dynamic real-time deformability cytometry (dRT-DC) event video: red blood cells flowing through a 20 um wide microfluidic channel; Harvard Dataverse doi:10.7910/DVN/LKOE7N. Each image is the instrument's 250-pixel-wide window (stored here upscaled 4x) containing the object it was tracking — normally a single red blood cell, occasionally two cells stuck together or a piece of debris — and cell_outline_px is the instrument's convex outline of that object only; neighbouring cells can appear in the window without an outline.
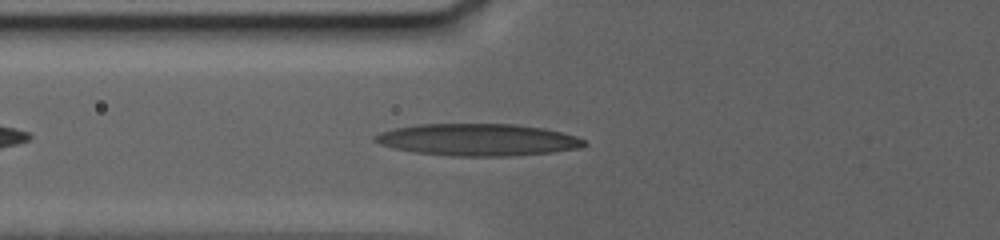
{"species": "human", "species_latin": "Homo sapiens", "temperature_condition": "warm", "stored_images_in_passage": 45, "camera_frame_rate_fps": 3000, "um_per_image_px": 0.085, "donor": {"sex": "female"}, "frame": {"image": 1, "passage_image": 6, "time_ms": 2.0, "image_size_px": [1000, 240], "cell_outline_px": [[588, 144], [580, 148], [552, 152], [512, 156], [452, 156], [416, 152], [392, 148], [380, 144], [372, 140], [372, 136], [380, 132], [392, 128], [420, 124], [516, 124], [544, 128], [576, 136], [584, 140]], "centroid_in_image_um": [40.59, 11.88], "position_along_channel_um": 85.2, "area_um2": 39.25}}
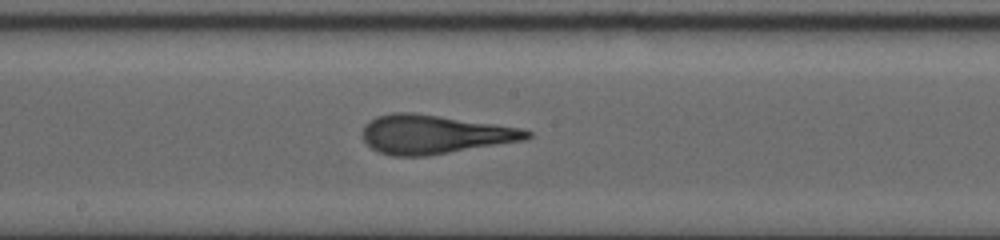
{"frame": {"image": 2, "passage_image": 19, "time_ms": 6.333, "image_size_px": [1000, 240], "cell_outline_px": [[532, 136], [528, 140], [428, 156], [392, 156], [380, 152], [372, 148], [364, 140], [364, 124], [376, 116], [392, 112], [416, 112], [524, 128], [532, 132]], "centroid_in_image_um": [36.99, 11.41], "position_along_channel_um": 211.2, "area_um2": 37.69}}
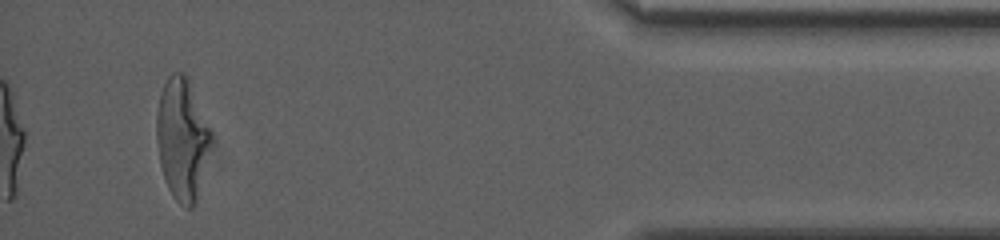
{"frame": {"image": 3, "passage_image": 45, "time_ms": 15.0, "image_size_px": [1000, 240], "cell_outline_px": [[212, 140], [196, 204], [192, 208], [188, 208], [180, 204], [172, 196], [168, 188], [160, 164], [156, 140], [156, 112], [160, 92], [168, 76], [172, 72], [184, 72], [188, 76], [212, 132]], "centroid_in_image_um": [15.48, 11.78], "position_along_channel_um": 419.7, "area_um2": 39.07}, "authors_computed_cell_mechanics": {"area_um2": 36.5296, "velocity_mm_per_s": 2.9129, "shape_relaxation_time_tau1_ms": 7.557, "shape_relaxation_time_tau2_ms": 1.4134, "deformation_change_tau1": 0.2886, "deformation_change_tau2": 0.1104}}